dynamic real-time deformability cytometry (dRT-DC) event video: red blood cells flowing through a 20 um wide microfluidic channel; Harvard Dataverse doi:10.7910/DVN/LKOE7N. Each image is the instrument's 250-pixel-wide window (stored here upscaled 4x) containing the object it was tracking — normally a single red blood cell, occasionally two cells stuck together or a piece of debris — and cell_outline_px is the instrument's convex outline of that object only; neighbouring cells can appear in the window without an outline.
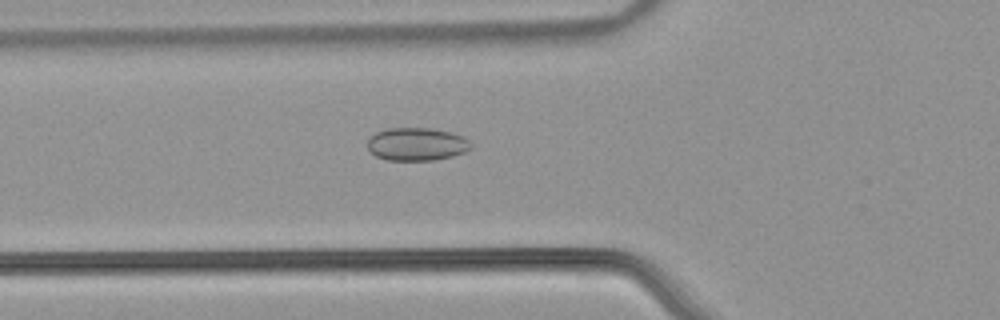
{"species": "common noctule bat (a hibernating species)", "species_latin": "Nyctalus noctula", "temperature_condition": "warm", "stored_images_in_passage": 24, "camera_frame_rate_fps": 3000, "um_per_image_px": 0.085, "animal": {"sex": "male", "body_mass_g": 21.5, "forearm_length_mm": 52.0}, "frame": {"image": 1, "passage_image": 2, "time_ms": 0.333, "image_size_px": [1000, 320], "cell_outline_px": [[472, 148], [464, 152], [452, 156], [436, 160], [388, 160], [376, 156], [368, 148], [368, 140], [376, 132], [388, 128], [432, 128], [464, 136], [472, 144]], "centroid_in_image_um": [35.44, 12.25], "position_along_channel_um": 90.4, "area_um2": 19.83}}
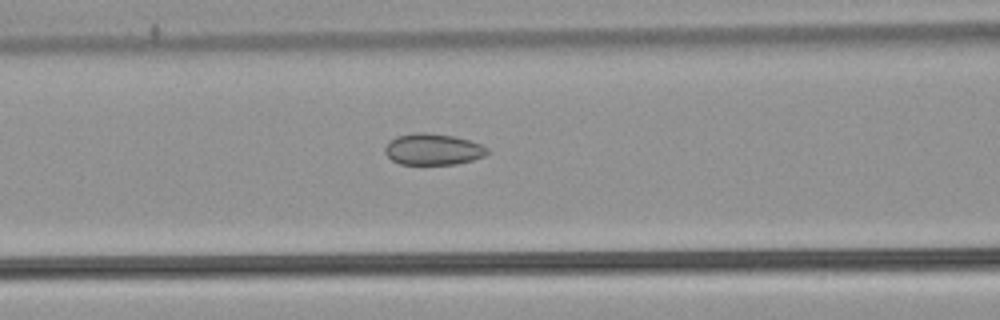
{"frame": {"image": 2, "passage_image": 5, "time_ms": 1.333, "image_size_px": [1000, 320], "cell_outline_px": [[488, 152], [484, 156], [472, 160], [456, 164], [400, 164], [392, 160], [384, 152], [384, 148], [396, 136], [416, 132], [424, 132], [452, 136], [468, 140], [480, 144], [488, 148]], "centroid_in_image_um": [36.79, 12.69], "position_along_channel_um": 129.8, "area_um2": 18.5}}